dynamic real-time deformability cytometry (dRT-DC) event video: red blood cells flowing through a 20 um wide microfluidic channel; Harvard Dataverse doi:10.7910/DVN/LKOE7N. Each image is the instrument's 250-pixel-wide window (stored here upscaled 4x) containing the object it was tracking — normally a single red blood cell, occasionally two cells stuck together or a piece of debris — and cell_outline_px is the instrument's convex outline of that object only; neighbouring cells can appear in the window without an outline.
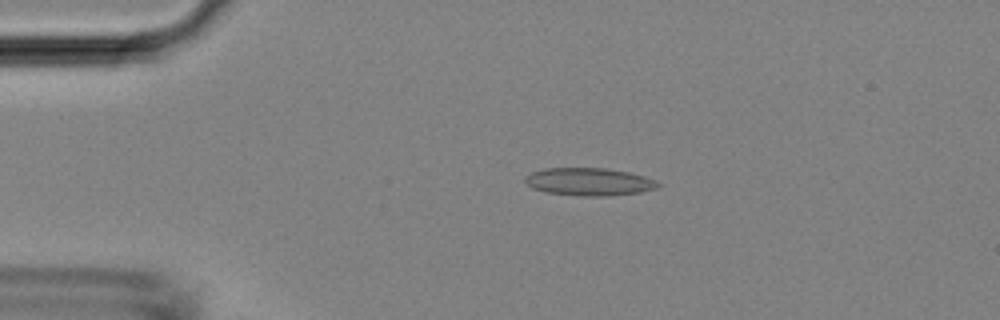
{"species": "Egyptian fruit bat (a non-hibernating species)", "species_latin": "Rousettus aegyptiacus", "temperature_condition": "room temperature", "stored_images_in_passage": 45, "camera_frame_rate_fps": 3000, "um_per_image_px": 0.085, "animal": {"sex": "female"}, "frame": {"image": 1, "passage_image": 9, "time_ms": 2.667, "image_size_px": [1000, 320], "cell_outline_px": [[660, 184], [656, 188], [640, 192], [608, 196], [580, 196], [544, 192], [532, 188], [524, 180], [524, 176], [532, 172], [544, 168], [608, 168], [628, 172], [644, 176], [656, 180]], "centroid_in_image_um": [50.05, 15.45], "position_along_channel_um": 35.0, "area_um2": 21.56}}
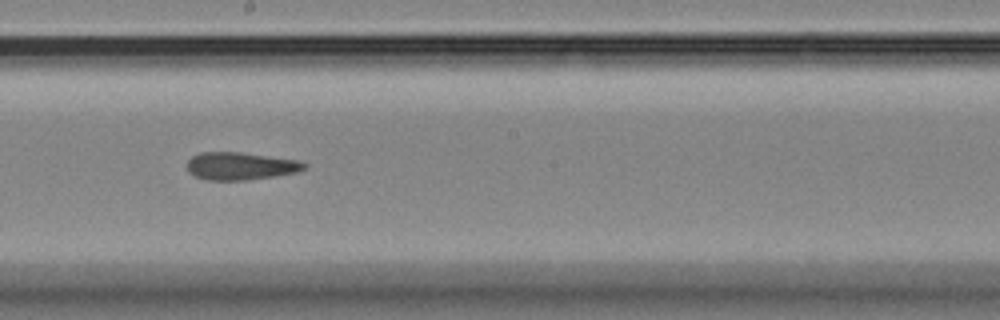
{"frame": {"image": 2, "passage_image": 25, "time_ms": 8.0, "image_size_px": [1000, 320], "cell_outline_px": [[308, 168], [296, 172], [248, 180], [208, 180], [196, 176], [188, 172], [188, 160], [192, 156], [200, 152], [240, 152], [300, 160], [308, 164]], "centroid_in_image_um": [20.47, 14.1], "position_along_channel_um": 227.7, "area_um2": 18.9}}
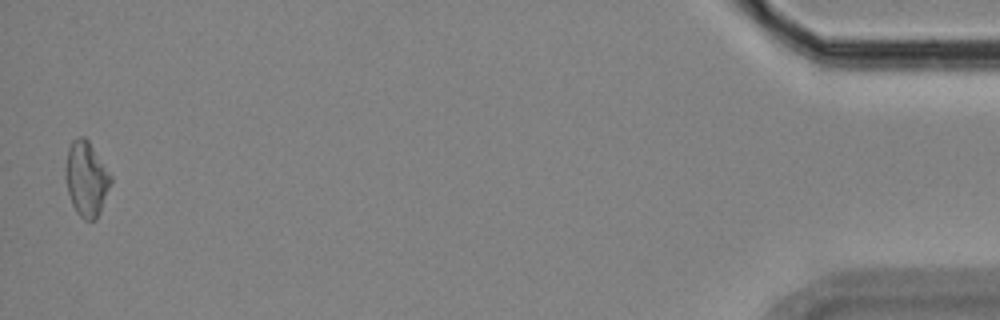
{"frame": {"image": 3, "passage_image": 45, "time_ms": 14.667, "image_size_px": [1000, 320], "cell_outline_px": [[112, 180], [100, 212], [96, 220], [84, 220], [76, 212], [72, 204], [68, 192], [64, 176], [64, 168], [68, 148], [72, 140], [76, 136], [84, 136], [88, 140], [112, 176]], "centroid_in_image_um": [7.31, 15.18], "position_along_channel_um": 427.9, "area_um2": 19.88}}